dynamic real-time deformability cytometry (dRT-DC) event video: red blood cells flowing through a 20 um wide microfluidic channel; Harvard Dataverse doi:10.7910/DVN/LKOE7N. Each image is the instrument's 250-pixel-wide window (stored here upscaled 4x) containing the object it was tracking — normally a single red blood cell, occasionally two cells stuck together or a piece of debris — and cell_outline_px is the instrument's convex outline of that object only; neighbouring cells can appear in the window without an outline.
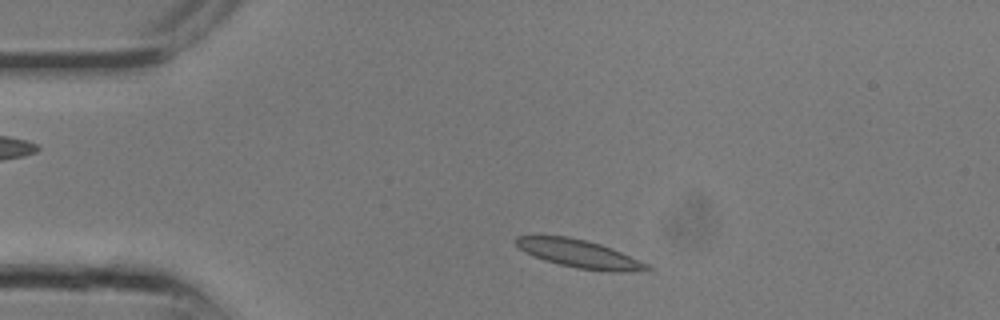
{"species": "common noctule bat (a hibernating species)", "species_latin": "Nyctalus noctula", "temperature_condition": "room temperature", "stored_images_in_passage": 6, "camera_frame_rate_fps": 3000, "um_per_image_px": 0.085, "animal": {"sex": "male", "body_mass_g": 13.3}, "frame": {"image": 1, "passage_image": 2, "time_ms": 0.333, "image_size_px": [1000, 320], "cell_outline_px": [[652, 268], [648, 272], [608, 272], [576, 268], [544, 260], [532, 256], [520, 248], [516, 244], [516, 236], [568, 236], [588, 240], [612, 248], [648, 264]], "centroid_in_image_um": [49.32, 21.59], "position_along_channel_um": 35.7, "area_um2": 21.56}}
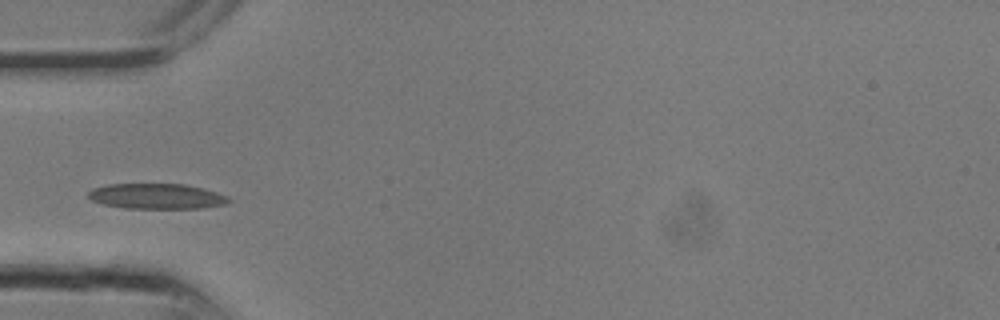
{"frame": {"image": 2, "passage_image": 5, "time_ms": 1.333, "image_size_px": [1000, 320], "cell_outline_px": [[232, 200], [228, 204], [204, 208], [124, 208], [104, 204], [92, 200], [88, 196], [88, 192], [92, 188], [108, 184], [184, 184], [204, 188], [228, 196]], "centroid_in_image_um": [13.36, 16.68], "position_along_channel_um": 71.6, "area_um2": 20.87}}